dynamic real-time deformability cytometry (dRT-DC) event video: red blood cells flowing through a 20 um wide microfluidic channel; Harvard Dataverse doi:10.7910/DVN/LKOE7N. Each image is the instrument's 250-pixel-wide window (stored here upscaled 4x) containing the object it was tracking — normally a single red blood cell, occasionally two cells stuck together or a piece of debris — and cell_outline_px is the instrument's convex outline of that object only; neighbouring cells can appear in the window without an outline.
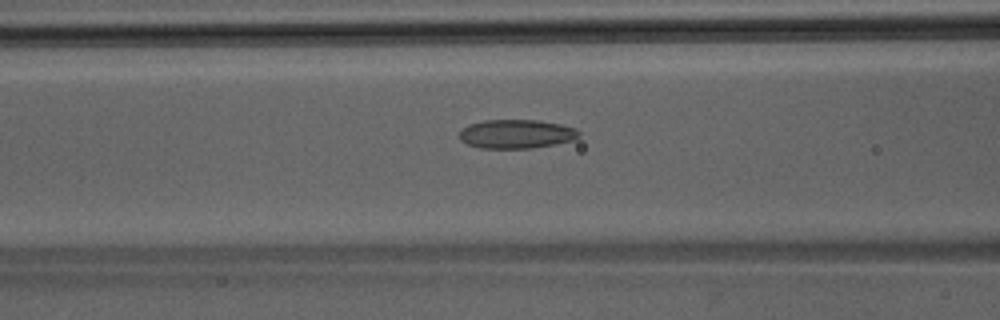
{"species": "Egyptian fruit bat (a non-hibernating species)", "species_latin": "Rousettus aegyptiacus", "temperature_condition": "room temperature", "stored_images_in_passage": 7, "camera_frame_rate_fps": 3000, "um_per_image_px": 0.085, "animal": {"sex": "male"}, "frame": {"image": 1, "passage_image": 6, "time_ms": 1.667, "image_size_px": [1000, 320], "cell_outline_px": [[580, 136], [576, 140], [556, 144], [532, 148], [480, 148], [468, 144], [460, 140], [460, 128], [468, 124], [484, 120], [536, 120], [560, 124], [576, 128], [580, 132]], "centroid_in_image_um": [43.9, 11.39], "position_along_channel_um": 122.7, "area_um2": 20.35}}